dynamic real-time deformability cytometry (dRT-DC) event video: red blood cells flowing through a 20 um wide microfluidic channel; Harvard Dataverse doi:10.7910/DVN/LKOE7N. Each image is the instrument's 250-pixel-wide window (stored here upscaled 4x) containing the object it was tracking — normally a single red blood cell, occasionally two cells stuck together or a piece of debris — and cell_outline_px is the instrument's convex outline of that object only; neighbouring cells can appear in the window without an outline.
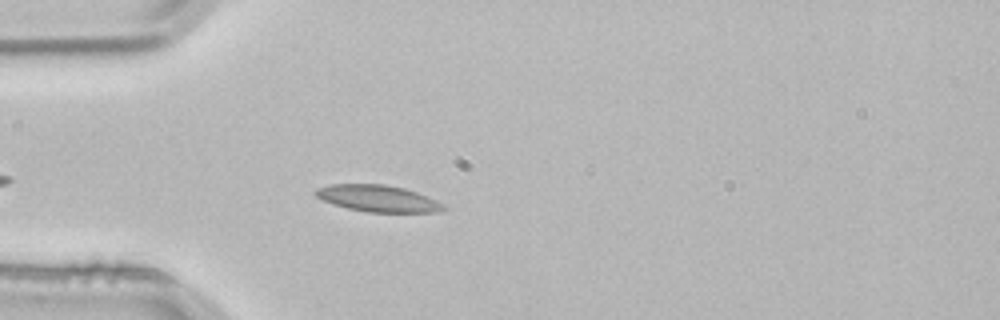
{"species": "common noctule bat (a hibernating species)", "species_latin": "Nyctalus noctula", "temperature_condition": "room temperature", "stored_images_in_passage": 4, "camera_frame_rate_fps": 3000, "um_per_image_px": 0.085, "animal": {"sex": "male", "body_mass_g": 21.5, "forearm_length_mm": 52.0}, "frame": {"image": 1, "passage_image": 4, "time_ms": 1.0, "image_size_px": [1000, 320], "cell_outline_px": [[444, 208], [436, 212], [368, 212], [348, 208], [332, 204], [316, 196], [312, 192], [316, 188], [328, 184], [384, 184], [404, 188], [416, 192], [436, 200]], "centroid_in_image_um": [32.03, 16.85], "position_along_channel_um": 53.0, "area_um2": 19.65}}